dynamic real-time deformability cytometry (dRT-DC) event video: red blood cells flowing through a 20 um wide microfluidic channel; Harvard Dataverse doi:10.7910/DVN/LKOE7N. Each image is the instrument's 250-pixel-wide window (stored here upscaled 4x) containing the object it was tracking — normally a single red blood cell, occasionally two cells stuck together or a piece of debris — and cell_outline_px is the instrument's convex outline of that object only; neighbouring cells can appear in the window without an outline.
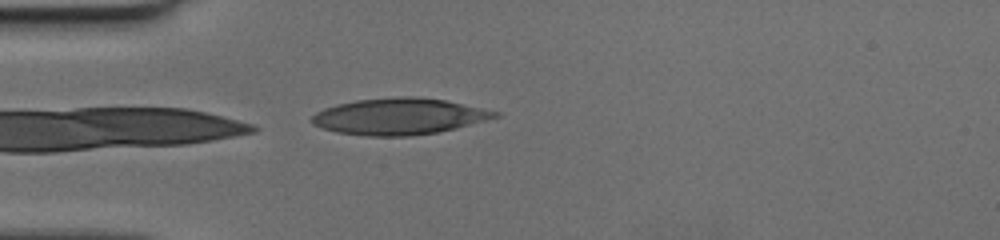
{"species": "human", "species_latin": "Homo sapiens", "temperature_condition": "cold", "stored_images_in_passage": 14, "camera_frame_rate_fps": 3000, "um_per_image_px": 0.085, "donor": {"sex": "female"}, "frame": {"image": 1, "passage_image": 14, "time_ms": 4.333, "image_size_px": [1000, 240], "cell_outline_px": [[500, 116], [488, 120], [456, 128], [436, 132], [412, 136], [368, 136], [336, 132], [320, 128], [312, 124], [308, 120], [316, 112], [324, 108], [336, 104], [356, 100], [400, 96], [412, 96], [444, 100], [500, 112]], "centroid_in_image_um": [33.88, 9.9], "position_along_channel_um": 51.1, "area_um2": 38.96}}